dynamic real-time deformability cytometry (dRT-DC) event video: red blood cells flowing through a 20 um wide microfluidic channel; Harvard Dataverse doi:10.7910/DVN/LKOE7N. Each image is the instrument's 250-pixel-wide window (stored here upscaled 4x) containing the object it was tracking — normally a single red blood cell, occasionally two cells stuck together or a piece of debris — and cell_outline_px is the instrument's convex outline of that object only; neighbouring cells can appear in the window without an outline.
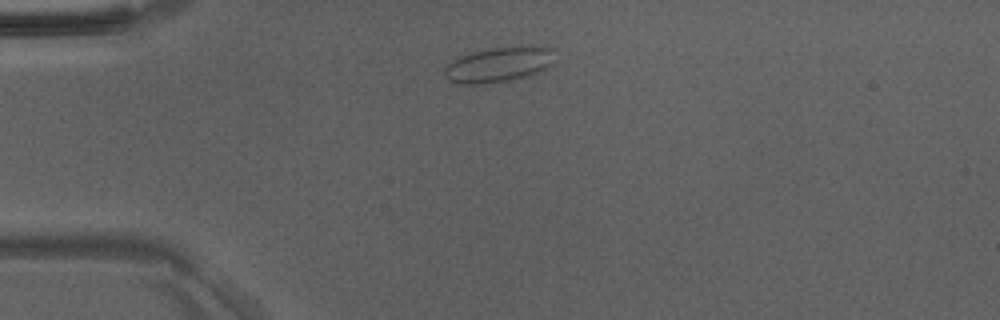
{"species": "Egyptian fruit bat (a non-hibernating species)", "species_latin": "Rousettus aegyptiacus", "temperature_condition": "room temperature", "stored_images_in_passage": 38, "camera_frame_rate_fps": 3000, "um_per_image_px": 0.085, "animal": {"sex": "male"}, "frame": {"image": 1, "passage_image": 1, "time_ms": 0.0, "image_size_px": [1000, 320], "cell_outline_px": [[552, 64], [540, 72], [532, 76], [512, 80], [484, 84], [460, 84], [448, 80], [444, 76], [444, 68], [452, 60], [460, 56], [492, 48], [532, 44], [552, 48]], "centroid_in_image_um": [42.42, 5.49], "position_along_channel_um": 42.6, "area_um2": 22.95}}
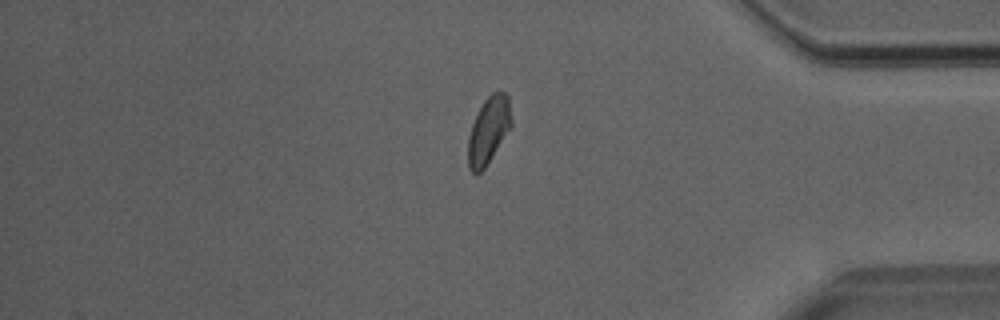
{"frame": {"image": 2, "passage_image": 30, "time_ms": 9.667, "image_size_px": [1000, 320], "cell_outline_px": [[512, 124], [484, 168], [480, 172], [472, 172], [468, 168], [468, 136], [472, 124], [484, 100], [492, 92], [508, 92], [512, 120]], "centroid_in_image_um": [41.53, 11.03], "position_along_channel_um": 393.7, "area_um2": 16.59}}
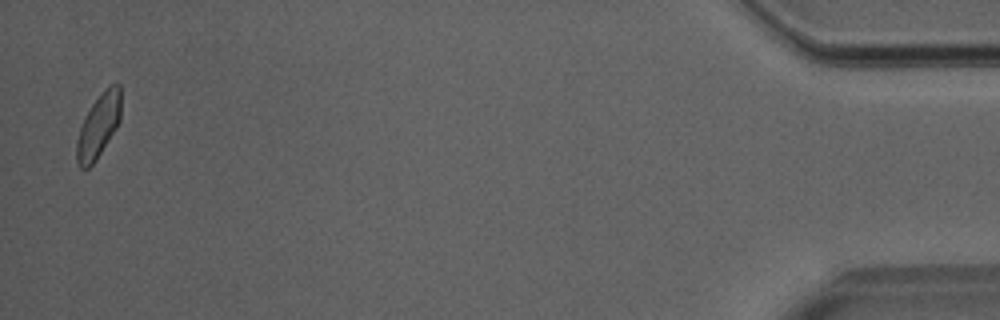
{"frame": {"image": 3, "passage_image": 37, "time_ms": 12.0, "image_size_px": [1000, 320], "cell_outline_px": [[120, 120], [116, 128], [96, 160], [88, 168], [80, 168], [76, 160], [76, 140], [84, 116], [92, 104], [112, 84], [120, 84]], "centroid_in_image_um": [8.35, 10.75], "position_along_channel_um": 426.9, "area_um2": 16.13}}